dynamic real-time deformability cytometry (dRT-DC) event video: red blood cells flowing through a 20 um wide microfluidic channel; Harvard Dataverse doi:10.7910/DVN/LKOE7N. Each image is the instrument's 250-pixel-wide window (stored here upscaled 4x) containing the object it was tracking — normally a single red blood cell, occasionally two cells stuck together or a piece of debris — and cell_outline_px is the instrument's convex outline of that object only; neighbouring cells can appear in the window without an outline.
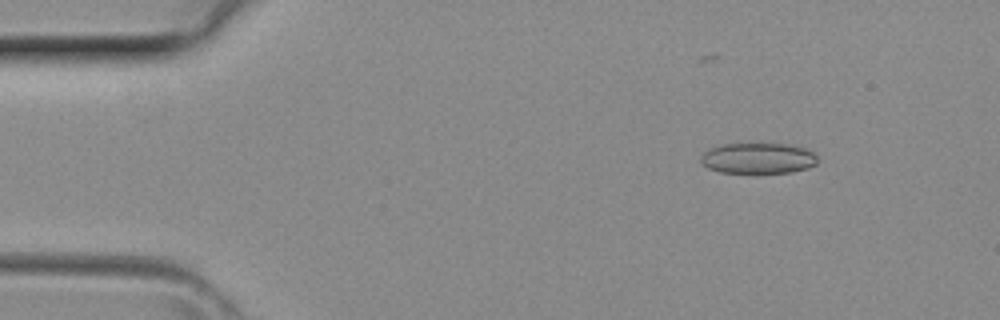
{"species": "common noctule bat (a hibernating species)", "species_latin": "Nyctalus noctula", "temperature_condition": "room temperature", "stored_images_in_passage": 4, "camera_frame_rate_fps": 3000, "um_per_image_px": 0.085, "animal": {"sex": "female", "body_mass_g": 29.2, "forearm_length_mm": 56.3}, "frame": {"image": 1, "passage_image": 2, "time_ms": 0.333, "image_size_px": [1000, 320], "cell_outline_px": [[816, 164], [808, 168], [792, 172], [720, 172], [708, 168], [700, 164], [700, 156], [704, 152], [720, 144], [788, 144], [804, 148], [812, 152], [816, 156]], "centroid_in_image_um": [64.4, 13.45], "position_along_channel_um": 20.6, "area_um2": 20.75}}